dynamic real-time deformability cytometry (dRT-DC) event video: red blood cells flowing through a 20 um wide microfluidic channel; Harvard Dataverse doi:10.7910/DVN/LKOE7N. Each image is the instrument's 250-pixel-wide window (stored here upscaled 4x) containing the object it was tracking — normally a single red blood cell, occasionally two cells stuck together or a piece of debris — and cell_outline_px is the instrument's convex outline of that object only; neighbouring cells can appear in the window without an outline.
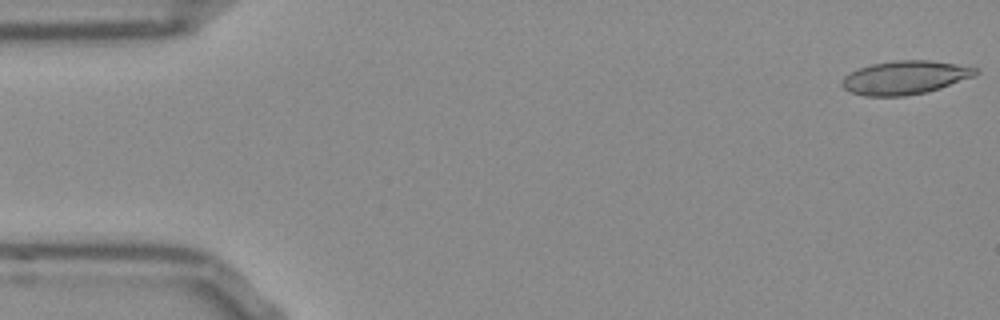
{"species": "Egyptian fruit bat (a non-hibernating species)", "species_latin": "Rousettus aegyptiacus", "temperature_condition": "room temperature", "stored_images_in_passage": 8, "camera_frame_rate_fps": 3000, "um_per_image_px": 0.085, "frame": {"image": 1, "passage_image": 1, "time_ms": 0.0, "image_size_px": [1000, 320], "cell_outline_px": [[980, 72], [976, 76], [940, 88], [924, 92], [904, 96], [864, 96], [848, 92], [840, 84], [840, 80], [844, 76], [860, 68], [872, 64], [896, 60], [928, 60], [956, 64], [980, 68]], "centroid_in_image_um": [76.94, 6.59], "position_along_channel_um": 8.1, "area_um2": 26.24}}